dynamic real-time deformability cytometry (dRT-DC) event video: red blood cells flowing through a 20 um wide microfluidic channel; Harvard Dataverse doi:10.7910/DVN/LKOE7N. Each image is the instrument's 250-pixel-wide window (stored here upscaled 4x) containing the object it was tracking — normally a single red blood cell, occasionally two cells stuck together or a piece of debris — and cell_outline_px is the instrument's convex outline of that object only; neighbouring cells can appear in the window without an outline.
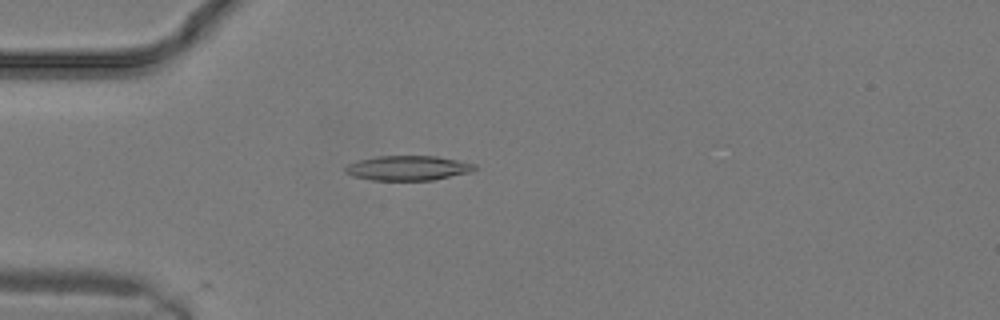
{"species": "common noctule bat (a hibernating species)", "species_latin": "Nyctalus noctula", "temperature_condition": "warm", "stored_images_in_passage": 13, "camera_frame_rate_fps": 3000, "um_per_image_px": 0.085, "animal": {"sex": "male", "body_mass_g": 19.2, "forearm_length_mm": 51.8}, "frame": {"image": 1, "passage_image": 3, "time_ms": 0.667, "image_size_px": [1000, 320], "cell_outline_px": [[476, 168], [472, 172], [432, 180], [372, 180], [352, 176], [344, 172], [344, 168], [348, 164], [356, 160], [376, 156], [436, 156], [476, 164]], "centroid_in_image_um": [34.64, 14.28], "position_along_channel_um": 50.4, "area_um2": 18.73}}
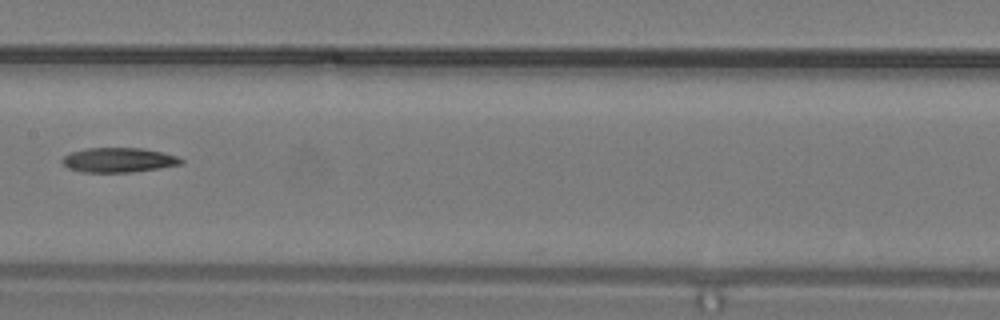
{"frame": {"image": 2, "passage_image": 9, "time_ms": 2.667, "image_size_px": [1000, 320], "cell_outline_px": [[184, 160], [180, 164], [160, 168], [132, 172], [80, 172], [68, 168], [60, 160], [64, 156], [72, 152], [88, 148], [140, 148], [164, 152], [176, 156]], "centroid_in_image_um": [10.07, 13.6], "position_along_channel_um": 197.3, "area_um2": 16.99}}
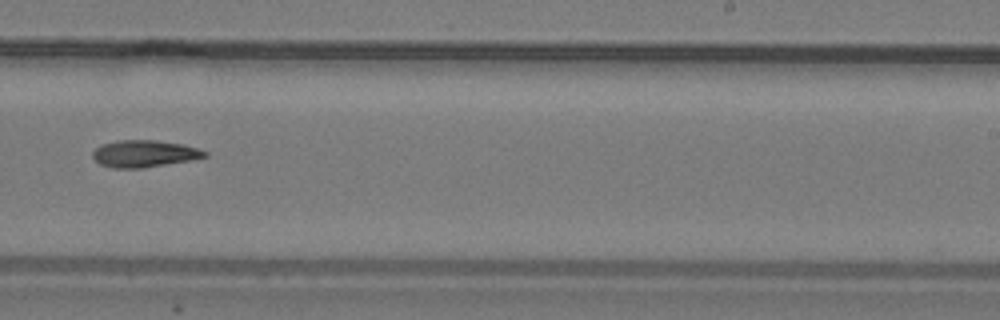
{"frame": {"image": 3, "passage_image": 12, "time_ms": 3.667, "image_size_px": [1000, 320], "cell_outline_px": [[208, 156], [192, 160], [144, 168], [112, 168], [100, 164], [92, 156], [92, 152], [100, 144], [120, 140], [156, 140], [180, 144], [196, 148], [208, 152]], "centroid_in_image_um": [12.25, 13.07], "position_along_channel_um": 276.7, "area_um2": 17.63}}